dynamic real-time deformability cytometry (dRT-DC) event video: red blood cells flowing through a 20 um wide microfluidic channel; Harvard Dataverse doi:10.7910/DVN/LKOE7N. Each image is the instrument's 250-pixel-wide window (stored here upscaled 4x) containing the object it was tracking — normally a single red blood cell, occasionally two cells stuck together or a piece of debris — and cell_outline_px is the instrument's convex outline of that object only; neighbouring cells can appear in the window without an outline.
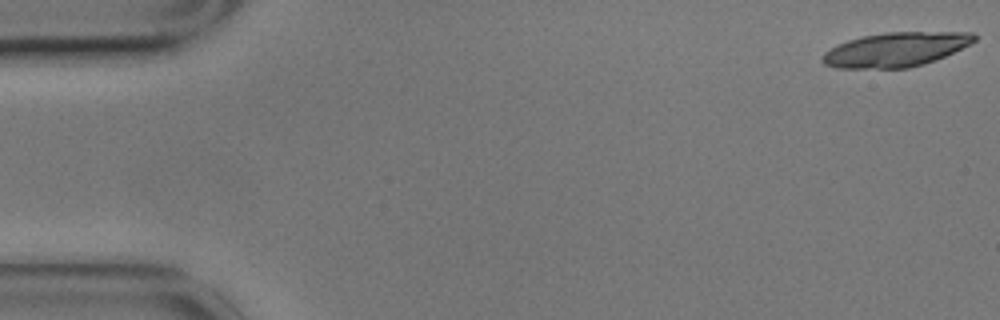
{"species": "common noctule bat (a hibernating species)", "species_latin": "Nyctalus noctula", "temperature_condition": "cold", "stored_images_in_passage": 19, "camera_frame_rate_fps": 3000, "um_per_image_px": 0.085, "animal": {"sex": "male", "body_mass_g": 17.9}, "frame": {"image": 1, "passage_image": 1, "time_ms": 0.0, "image_size_px": [1000, 320], "cell_outline_px": [[976, 40], [936, 60], [924, 64], [908, 68], [836, 68], [824, 64], [820, 60], [824, 52], [848, 40], [864, 36], [884, 32], [972, 32], [976, 36]], "centroid_in_image_um": [76.11, 4.21], "position_along_channel_um": 8.9, "area_um2": 30.11}}